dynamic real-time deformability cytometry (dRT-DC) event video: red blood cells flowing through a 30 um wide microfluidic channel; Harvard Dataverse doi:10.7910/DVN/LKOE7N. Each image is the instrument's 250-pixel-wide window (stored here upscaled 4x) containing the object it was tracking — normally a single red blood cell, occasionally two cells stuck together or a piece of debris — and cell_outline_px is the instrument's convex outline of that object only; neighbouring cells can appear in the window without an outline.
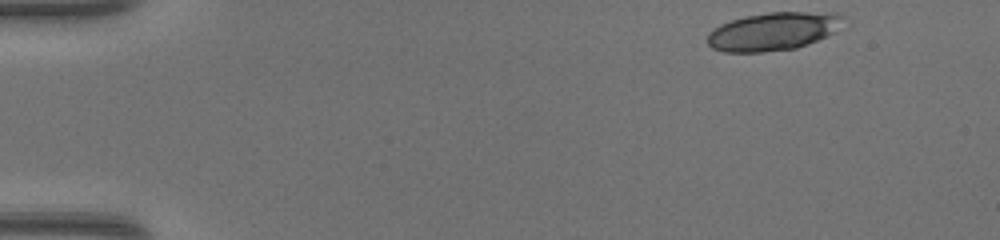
{"species": "common noctule bat (a hibernating species)", "species_latin": "Nyctalus noctula", "temperature_condition": "warm", "stored_images_in_passage": 44, "segment_of_instrument_passage": [1, 2], "camera_frame_rate_fps": 3000, "um_per_image_px": 0.085, "animal": {"sex": "female", "body_mass_g": 17.0, "forearm_length_mm": 48.0}, "frame": {"image": 1, "passage_image": 1, "time_ms": 0.0, "image_size_px": [1000, 240], "cell_outline_px": [[848, 28], [808, 44], [796, 48], [764, 52], [724, 52], [712, 48], [708, 44], [708, 32], [720, 24], [744, 16], [768, 12], [840, 12], [848, 16]], "centroid_in_image_um": [65.9, 2.64], "position_along_channel_um": 19.1, "area_um2": 31.27}}
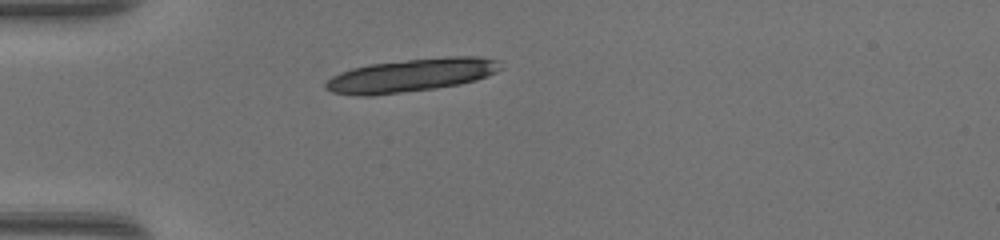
{"frame": {"image": 2, "passage_image": 10, "time_ms": 3.0, "image_size_px": [1000, 240], "cell_outline_px": [[504, 68], [496, 72], [476, 80], [460, 84], [436, 88], [372, 96], [356, 96], [332, 92], [324, 88], [324, 84], [332, 76], [340, 72], [352, 68], [368, 64], [408, 60], [452, 56], [480, 56], [500, 60]], "centroid_in_image_um": [34.97, 6.4], "position_along_channel_um": 50.0, "area_um2": 34.04}}